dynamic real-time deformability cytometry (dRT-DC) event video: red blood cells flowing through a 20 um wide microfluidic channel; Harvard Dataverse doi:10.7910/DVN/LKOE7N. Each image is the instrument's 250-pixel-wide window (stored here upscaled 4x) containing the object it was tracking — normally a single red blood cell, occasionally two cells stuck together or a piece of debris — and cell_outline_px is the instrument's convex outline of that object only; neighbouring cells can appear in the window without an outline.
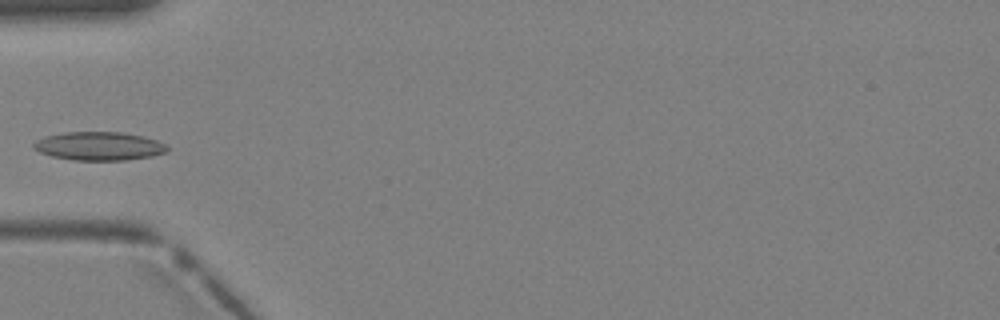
{"species": "Egyptian fruit bat (a non-hibernating species)", "species_latin": "Rousettus aegyptiacus", "temperature_condition": "warm", "stored_images_in_passage": 3, "camera_frame_rate_fps": 3000, "um_per_image_px": 0.085, "animal": {"sex": "female"}, "frame": {"image": 1, "passage_image": 3, "time_ms": 0.667, "image_size_px": [1000, 320], "cell_outline_px": [[168, 152], [152, 156], [128, 160], [72, 160], [52, 156], [40, 152], [32, 148], [32, 144], [36, 140], [44, 136], [64, 132], [120, 132], [144, 136], [156, 140], [164, 144], [168, 148]], "centroid_in_image_um": [8.4, 12.42], "position_along_channel_um": 76.6, "area_um2": 22.31}}